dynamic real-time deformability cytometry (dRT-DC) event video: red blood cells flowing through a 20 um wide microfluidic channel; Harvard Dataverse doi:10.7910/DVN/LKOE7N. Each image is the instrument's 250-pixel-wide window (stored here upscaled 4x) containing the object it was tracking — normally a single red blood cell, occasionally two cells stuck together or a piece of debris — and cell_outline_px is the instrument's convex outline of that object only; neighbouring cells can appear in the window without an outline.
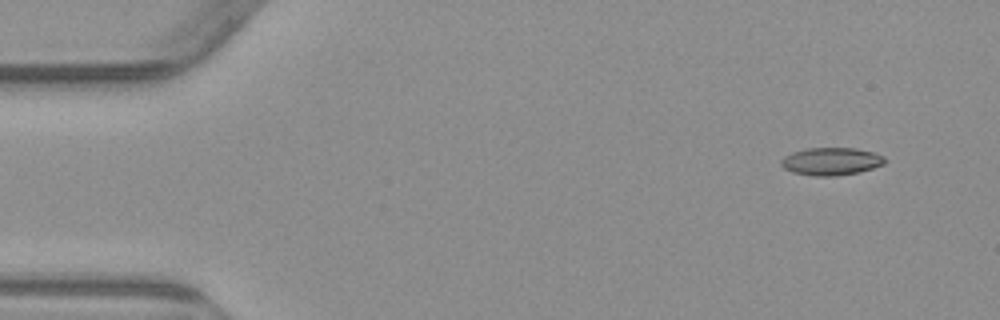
{"species": "common noctule bat (a hibernating species)", "species_latin": "Nyctalus noctula", "temperature_condition": "warm", "stored_images_in_passage": 4, "camera_frame_rate_fps": 3000, "um_per_image_px": 0.085, "animal": {"sex": "male", "body_mass_g": 23.1, "forearm_length_mm": 52.7}, "frame": {"image": 1, "passage_image": 1, "time_ms": 0.0, "image_size_px": [1000, 320], "cell_outline_px": [[888, 160], [884, 164], [860, 172], [836, 176], [816, 176], [792, 172], [784, 168], [780, 164], [780, 160], [784, 156], [792, 152], [804, 148], [856, 148], [872, 152], [884, 156]], "centroid_in_image_um": [70.65, 13.71], "position_along_channel_um": 14.4, "area_um2": 16.88}}
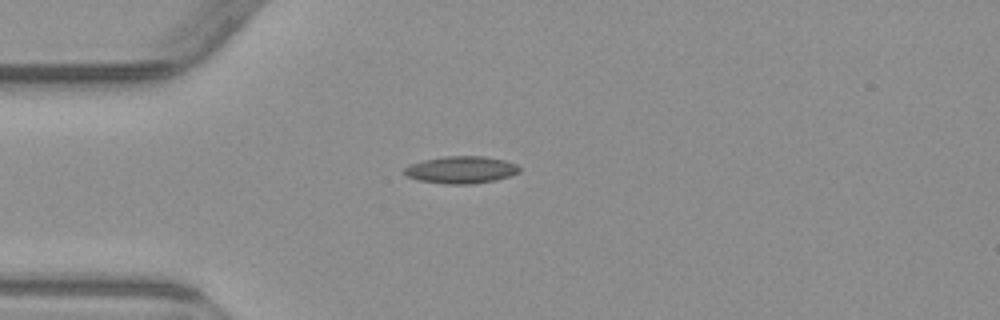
{"frame": {"image": 2, "passage_image": 4, "time_ms": 3.333, "image_size_px": [1000, 320], "cell_outline_px": [[520, 172], [496, 180], [472, 184], [444, 184], [420, 180], [408, 176], [404, 172], [404, 168], [412, 164], [424, 160], [444, 156], [484, 156], [504, 160], [516, 164], [520, 168]], "centroid_in_image_um": [39.22, 14.43], "position_along_channel_um": 45.8, "area_um2": 18.09}}